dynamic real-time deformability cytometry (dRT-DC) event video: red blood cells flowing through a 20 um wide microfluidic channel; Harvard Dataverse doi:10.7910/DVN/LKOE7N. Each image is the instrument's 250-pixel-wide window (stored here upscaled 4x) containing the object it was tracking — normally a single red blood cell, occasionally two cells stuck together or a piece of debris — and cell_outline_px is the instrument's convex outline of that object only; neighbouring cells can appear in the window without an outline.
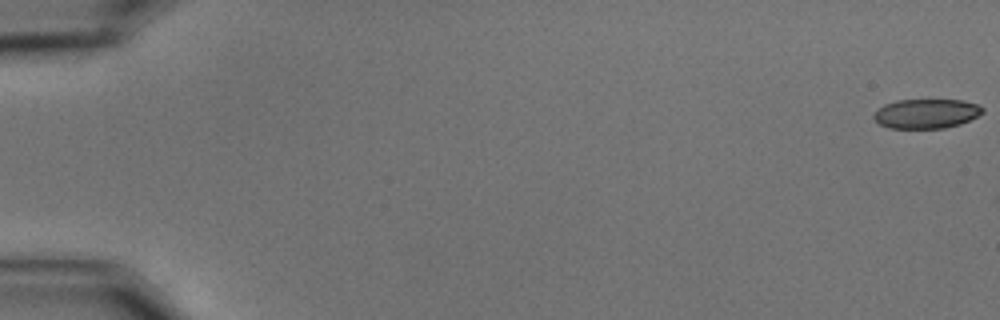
{"species": "common noctule bat (a hibernating species)", "species_latin": "Nyctalus noctula", "temperature_condition": "cold", "stored_images_in_passage": 16, "camera_frame_rate_fps": 3000, "um_per_image_px": 0.085, "animal": {"sex": "male", "body_mass_g": 15.6}, "frame": {"image": 1, "passage_image": 1, "time_ms": 0.0, "image_size_px": [1000, 320], "cell_outline_px": [[984, 112], [960, 124], [944, 128], [888, 128], [880, 124], [872, 116], [884, 104], [896, 100], [964, 100], [980, 104], [984, 108]], "centroid_in_image_um": [78.76, 9.65], "position_along_channel_um": 6.2, "area_um2": 18.67}}
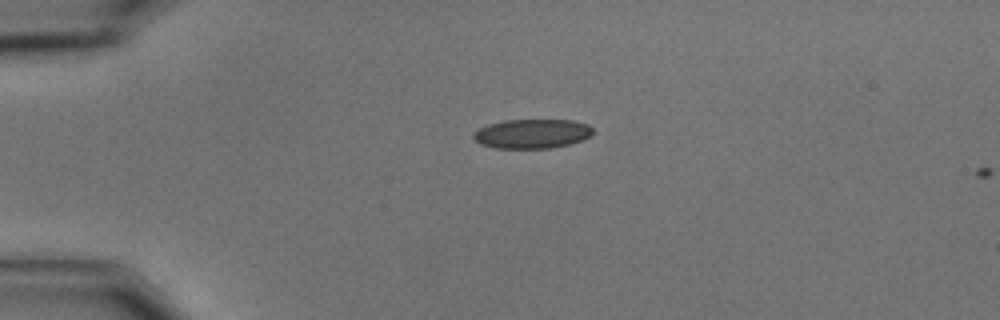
{"frame": {"image": 2, "passage_image": 15, "time_ms": 4.667, "image_size_px": [1000, 320], "cell_outline_px": [[596, 132], [592, 136], [584, 140], [572, 144], [552, 148], [496, 148], [480, 144], [472, 136], [480, 128], [488, 124], [504, 120], [572, 120], [588, 124]], "centroid_in_image_um": [45.31, 11.37], "position_along_channel_um": 39.7, "area_um2": 20.63}}